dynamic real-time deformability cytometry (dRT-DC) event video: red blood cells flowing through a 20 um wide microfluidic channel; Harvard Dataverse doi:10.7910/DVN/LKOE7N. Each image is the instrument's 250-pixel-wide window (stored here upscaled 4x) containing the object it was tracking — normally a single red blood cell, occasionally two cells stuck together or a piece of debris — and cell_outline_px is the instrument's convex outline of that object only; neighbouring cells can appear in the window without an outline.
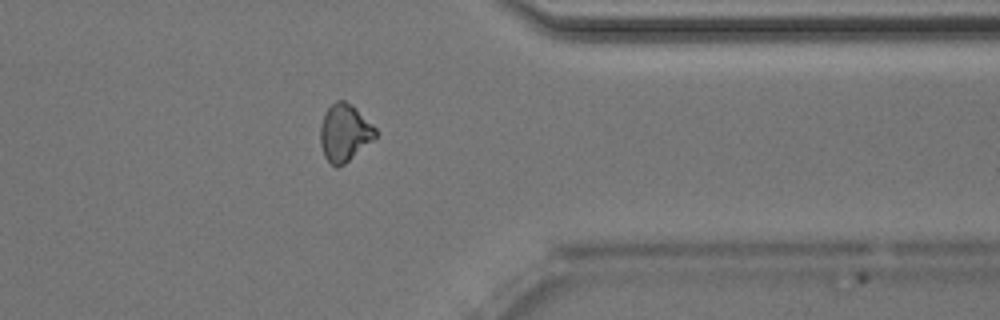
{"species": "Egyptian fruit bat (a non-hibernating species)", "species_latin": "Rousettus aegyptiacus", "temperature_condition": "room temperature", "stored_images_in_passage": 47, "camera_frame_rate_fps": 3000, "um_per_image_px": 0.085, "animal": {"sex": "male"}, "frame": {"image": 1, "passage_image": 40, "time_ms": 13.0, "image_size_px": [1000, 320], "cell_outline_px": [[376, 136], [372, 140], [344, 164], [336, 168], [324, 156], [320, 144], [320, 124], [324, 112], [336, 100], [344, 100], [352, 104], [376, 128]], "centroid_in_image_um": [29.25, 11.26], "position_along_channel_um": 382.1, "area_um2": 18.32}}